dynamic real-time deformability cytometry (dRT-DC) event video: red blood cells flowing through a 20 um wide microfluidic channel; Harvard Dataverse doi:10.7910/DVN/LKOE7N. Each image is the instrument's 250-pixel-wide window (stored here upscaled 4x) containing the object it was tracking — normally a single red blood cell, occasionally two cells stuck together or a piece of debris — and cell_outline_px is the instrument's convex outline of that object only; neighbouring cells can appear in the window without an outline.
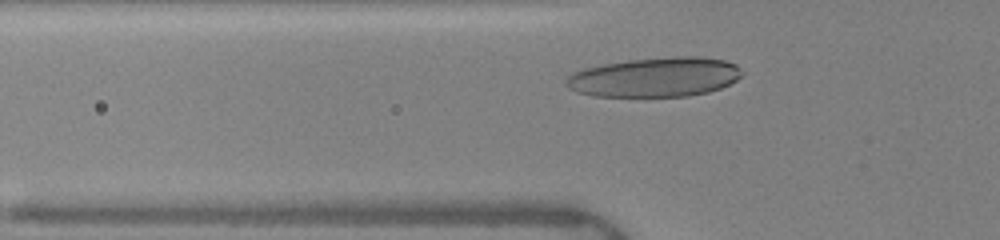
{"species": "human", "species_latin": "Homo sapiens", "temperature_condition": "warm", "stored_images_in_passage": 33, "camera_frame_rate_fps": 3000, "um_per_image_px": 0.085, "donor": {"sex": "female"}, "frame": {"image": 1, "passage_image": 7, "time_ms": 2.0, "image_size_px": [1000, 240], "cell_outline_px": [[744, 72], [736, 80], [720, 88], [708, 92], [688, 96], [592, 96], [576, 92], [568, 88], [564, 84], [564, 80], [572, 72], [584, 68], [604, 64], [628, 60], [672, 56], [696, 56], [724, 60], [736, 64]], "centroid_in_image_um": [55.64, 6.55], "position_along_channel_um": 70.2, "area_um2": 40.69}}
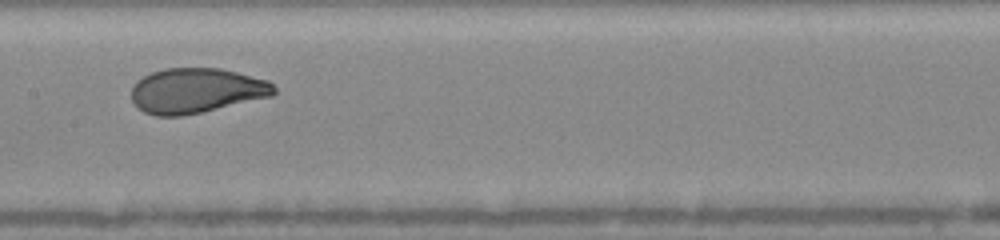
{"frame": {"image": 2, "passage_image": 16, "time_ms": 5.0, "image_size_px": [1000, 240], "cell_outline_px": [[276, 92], [272, 96], [200, 112], [180, 116], [156, 116], [144, 112], [136, 108], [132, 100], [132, 88], [136, 80], [152, 72], [164, 68], [220, 68], [268, 80], [276, 88]], "centroid_in_image_um": [16.66, 7.7], "position_along_channel_um": 190.7, "area_um2": 37.34}}
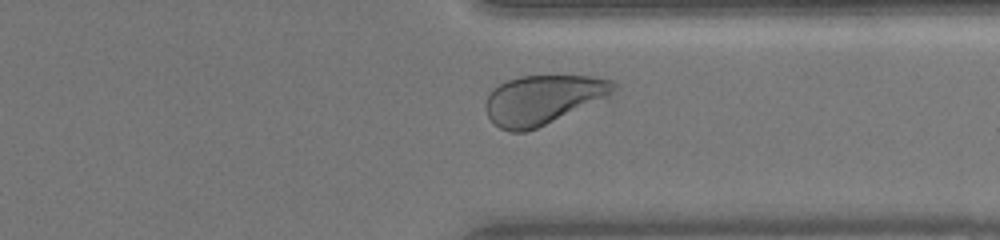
{"frame": {"image": 3, "passage_image": 29, "time_ms": 9.333, "image_size_px": [1000, 240], "cell_outline_px": [[616, 88], [608, 96], [536, 128], [524, 132], [508, 132], [500, 128], [488, 116], [484, 104], [488, 96], [500, 84], [508, 80], [520, 76], [592, 76], [616, 80]], "centroid_in_image_um": [46.14, 8.46], "position_along_channel_um": 365.3, "area_um2": 36.13}, "authors_computed_cell_mechanics": {"area_um2": 37.7434, "velocity_mm_per_s": 4.0257, "shape_relaxation_time_tau1_ms": 3.7191, "shape_relaxation_time_tau2_ms": null, "deformation_change_tau1": 0.169, "deformation_change_tau2": null}}